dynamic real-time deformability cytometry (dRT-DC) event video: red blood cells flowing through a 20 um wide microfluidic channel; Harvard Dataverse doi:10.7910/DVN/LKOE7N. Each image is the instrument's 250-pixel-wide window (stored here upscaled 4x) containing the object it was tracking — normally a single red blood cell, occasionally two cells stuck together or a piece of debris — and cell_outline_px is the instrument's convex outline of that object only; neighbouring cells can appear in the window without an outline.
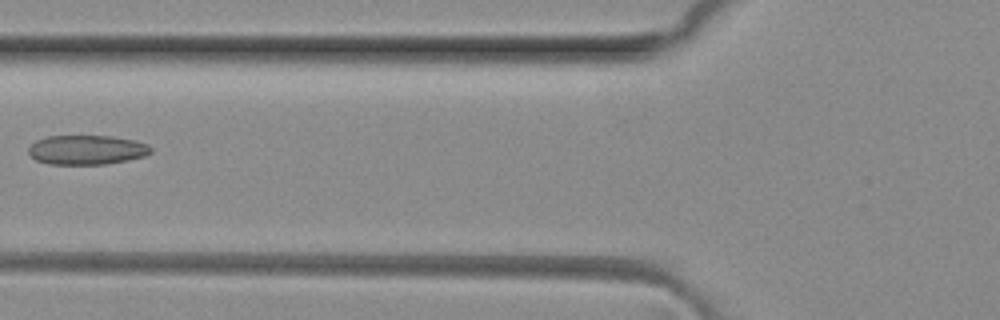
{"species": "common noctule bat (a hibernating species)", "species_latin": "Nyctalus noctula", "temperature_condition": "room temperature", "stored_images_in_passage": 5, "camera_frame_rate_fps": 3000, "um_per_image_px": 0.085, "animal": {"sex": "female", "body_mass_g": 29.2, "forearm_length_mm": 56.3}, "frame": {"image": 1, "passage_image": 5, "time_ms": 1.333, "image_size_px": [1000, 320], "cell_outline_px": [[152, 152], [144, 156], [128, 160], [104, 164], [52, 164], [36, 160], [28, 152], [28, 148], [36, 140], [48, 136], [112, 136], [132, 140], [148, 144], [152, 148]], "centroid_in_image_um": [7.38, 12.73], "position_along_channel_um": 118.4, "area_um2": 20.87}}